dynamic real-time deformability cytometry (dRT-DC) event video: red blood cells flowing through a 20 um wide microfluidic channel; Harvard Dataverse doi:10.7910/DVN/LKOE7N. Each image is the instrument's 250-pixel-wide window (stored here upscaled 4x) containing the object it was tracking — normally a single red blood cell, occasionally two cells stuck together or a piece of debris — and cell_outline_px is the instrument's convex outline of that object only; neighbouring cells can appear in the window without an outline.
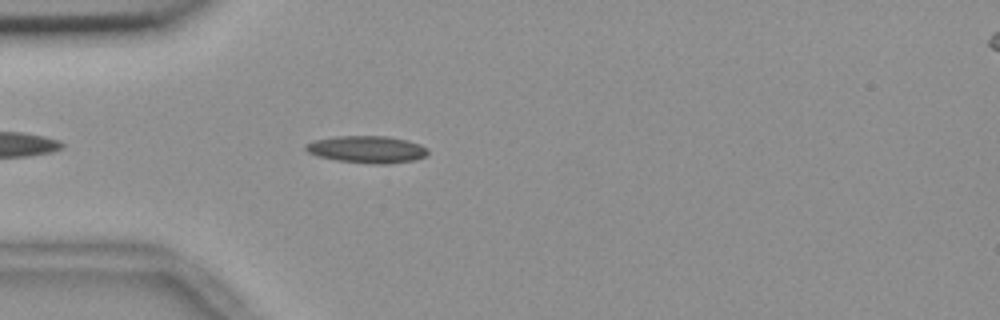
{"species": "common noctule bat (a hibernating species)", "species_latin": "Nyctalus noctula", "temperature_condition": "room temperature", "stored_images_in_passage": 40, "camera_frame_rate_fps": 3000, "um_per_image_px": 0.085, "animal": {"sex": "female", "body_mass_g": 18.4}, "frame": {"image": 1, "passage_image": 1, "time_ms": 0.0, "image_size_px": [1000, 320], "cell_outline_px": [[428, 152], [424, 156], [412, 160], [388, 164], [372, 164], [336, 160], [320, 156], [308, 152], [304, 148], [304, 144], [316, 140], [336, 136], [388, 136], [408, 140], [420, 144], [428, 148]], "centroid_in_image_um": [31.2, 12.69], "position_along_channel_um": 53.8, "area_um2": 19.25}}
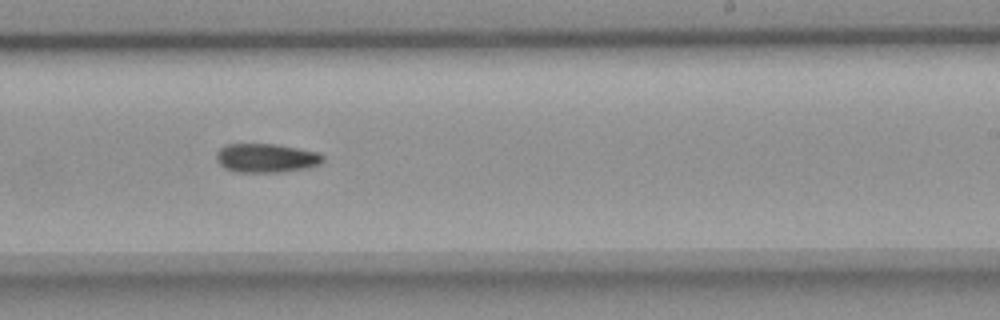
{"frame": {"image": 2, "passage_image": 19, "time_ms": 6.0, "image_size_px": [1000, 320], "cell_outline_px": [[324, 160], [320, 164], [308, 168], [280, 172], [236, 172], [224, 168], [216, 160], [216, 152], [224, 144], [276, 144], [316, 152], [324, 156]], "centroid_in_image_um": [22.6, 13.43], "position_along_channel_um": 266.4, "area_um2": 18.03}}
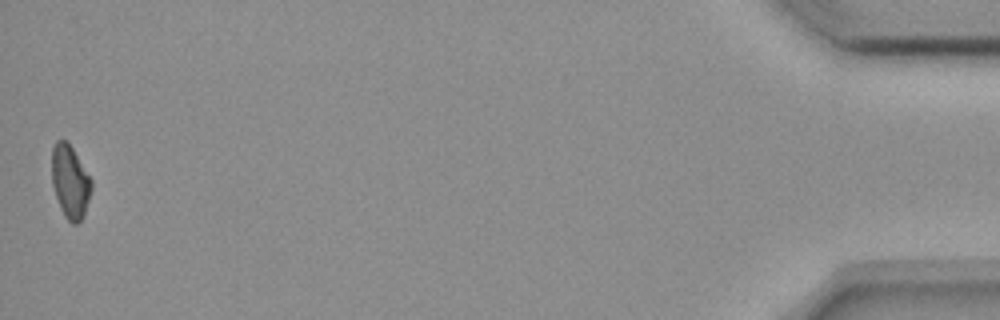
{"frame": {"image": 3, "passage_image": 40, "time_ms": 13.0, "image_size_px": [1000, 320], "cell_outline_px": [[92, 188], [84, 216], [76, 224], [72, 224], [64, 216], [60, 208], [52, 184], [52, 148], [56, 140], [64, 140], [72, 148], [92, 180]], "centroid_in_image_um": [5.96, 15.47], "position_along_channel_um": 429.2, "area_um2": 16.76}, "authors_computed_cell_mechanics": {"area_um2": 17.6579, "velocity_mm_per_s": 3.6728, "shape_relaxation_time_tau1_ms": 8.3905, "shape_relaxation_time_tau2_ms": null, "deformation_change_tau1": 0.1694, "deformation_change_tau2": null}}